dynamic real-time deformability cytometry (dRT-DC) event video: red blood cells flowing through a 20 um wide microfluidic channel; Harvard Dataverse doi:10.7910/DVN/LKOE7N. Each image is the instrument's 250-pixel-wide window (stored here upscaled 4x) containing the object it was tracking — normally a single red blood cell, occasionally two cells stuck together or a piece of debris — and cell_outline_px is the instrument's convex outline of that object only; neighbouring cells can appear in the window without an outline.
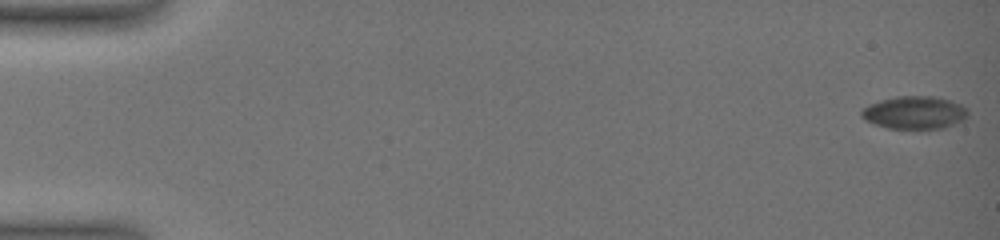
{"species": "common noctule bat (a hibernating species)", "species_latin": "Nyctalus noctula", "temperature_condition": "warm", "stored_images_in_passage": 32, "camera_frame_rate_fps": 3000, "um_per_image_px": 0.085, "animal": {"sex": "female", "body_mass_g": 19.0, "forearm_length_mm": 51.5}, "frame": {"image": 1, "passage_image": 1, "time_ms": 0.0, "image_size_px": [1000, 240], "cell_outline_px": [[968, 116], [964, 120], [944, 128], [888, 128], [864, 120], [860, 116], [860, 112], [868, 104], [880, 100], [896, 96], [932, 96], [948, 100], [960, 104], [968, 108]], "centroid_in_image_um": [77.73, 9.56], "position_along_channel_um": 7.3, "area_um2": 20.35}}
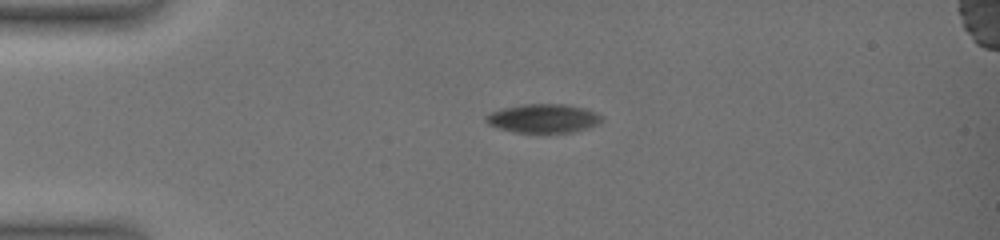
{"frame": {"image": 2, "passage_image": 21, "time_ms": 4.667, "image_size_px": [1000, 240], "cell_outline_px": [[604, 120], [588, 128], [572, 132], [548, 136], [512, 132], [488, 124], [484, 120], [484, 116], [492, 112], [504, 108], [524, 104], [564, 104], [584, 108], [596, 112], [604, 116]], "centroid_in_image_um": [46.21, 10.11], "position_along_channel_um": 38.8, "area_um2": 20.23}}